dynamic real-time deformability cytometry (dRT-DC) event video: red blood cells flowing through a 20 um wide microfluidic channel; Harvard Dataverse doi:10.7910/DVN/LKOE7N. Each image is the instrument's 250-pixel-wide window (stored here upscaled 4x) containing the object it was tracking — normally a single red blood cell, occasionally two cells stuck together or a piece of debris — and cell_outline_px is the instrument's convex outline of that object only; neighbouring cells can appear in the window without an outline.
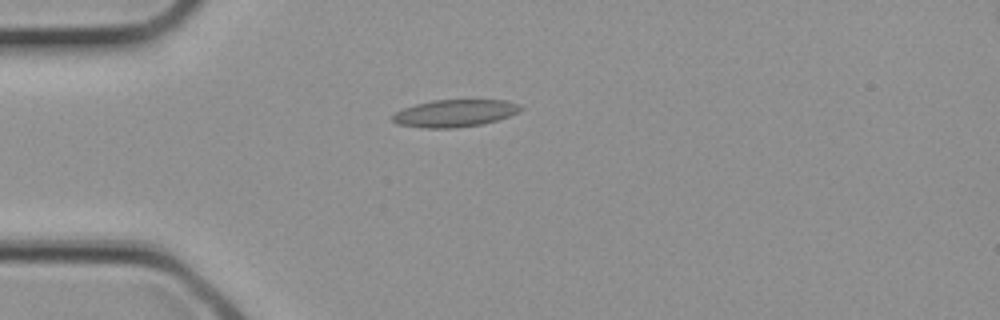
{"species": "common noctule bat (a hibernating species)", "species_latin": "Nyctalus noctula", "temperature_condition": "cold", "stored_images_in_passage": 2, "camera_frame_rate_fps": 3000, "um_per_image_px": 0.085, "animal": {"sex": "female", "body_mass_g": 21.9}, "frame": {"image": 1, "passage_image": 1, "time_ms": 0.0, "image_size_px": [1000, 320], "cell_outline_px": [[524, 108], [520, 112], [496, 120], [480, 124], [456, 128], [420, 128], [396, 124], [392, 120], [392, 116], [396, 112], [404, 108], [416, 104], [432, 100], [504, 100], [520, 104]], "centroid_in_image_um": [38.65, 9.62], "position_along_channel_um": 46.4, "area_um2": 20.4}}